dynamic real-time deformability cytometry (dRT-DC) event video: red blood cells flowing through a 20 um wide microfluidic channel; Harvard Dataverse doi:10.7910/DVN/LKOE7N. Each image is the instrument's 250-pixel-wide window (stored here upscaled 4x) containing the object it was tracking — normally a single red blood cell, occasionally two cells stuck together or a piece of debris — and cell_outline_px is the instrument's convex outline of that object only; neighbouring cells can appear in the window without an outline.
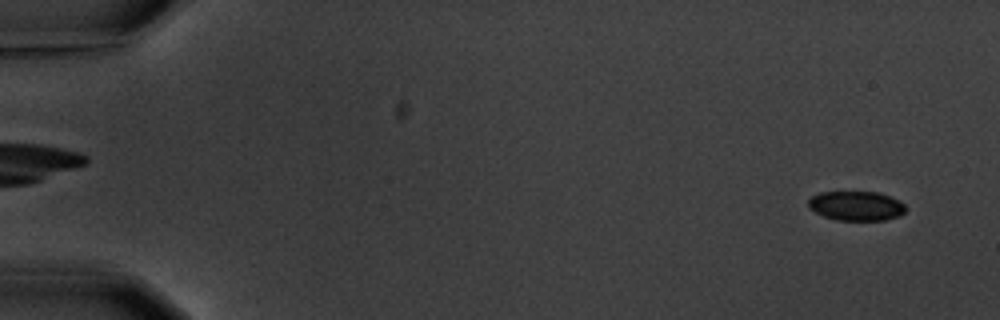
{"species": "common noctule bat (a hibernating species)", "species_latin": "Nyctalus noctula", "temperature_condition": "warm", "stored_images_in_passage": 5, "camera_frame_rate_fps": 3000, "um_per_image_px": 0.085, "animal": {"sex": "male", "body_mass_g": 20.1, "forearm_length_mm": 53.5}, "frame": {"image": 1, "passage_image": 1, "time_ms": 0.0, "image_size_px": [1000, 320], "cell_outline_px": [[908, 208], [900, 216], [884, 220], [836, 220], [824, 216], [808, 208], [808, 200], [812, 196], [820, 192], [880, 192], [900, 200]], "centroid_in_image_um": [72.81, 17.49], "position_along_channel_um": 12.2, "area_um2": 16.88}}
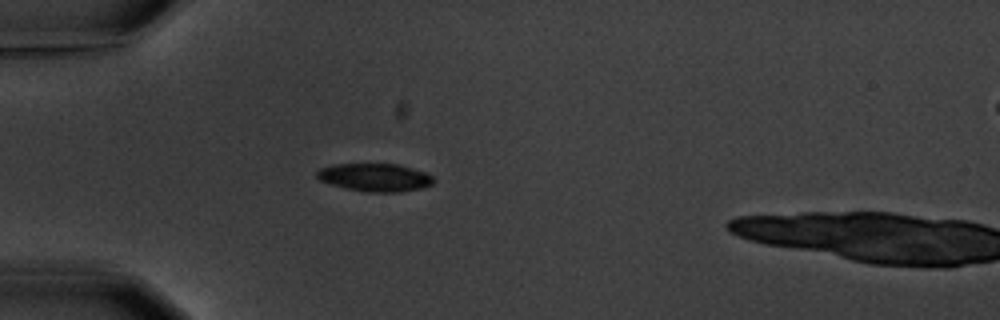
{"frame": {"image": 2, "passage_image": 4, "time_ms": 4.667, "image_size_px": [1000, 320], "cell_outline_px": [[436, 180], [432, 184], [420, 188], [400, 192], [368, 192], [348, 188], [332, 184], [320, 180], [316, 176], [316, 172], [320, 168], [332, 164], [396, 164], [412, 168], [424, 172], [432, 176]], "centroid_in_image_um": [31.87, 15.07], "position_along_channel_um": 53.1, "area_um2": 18.84}}